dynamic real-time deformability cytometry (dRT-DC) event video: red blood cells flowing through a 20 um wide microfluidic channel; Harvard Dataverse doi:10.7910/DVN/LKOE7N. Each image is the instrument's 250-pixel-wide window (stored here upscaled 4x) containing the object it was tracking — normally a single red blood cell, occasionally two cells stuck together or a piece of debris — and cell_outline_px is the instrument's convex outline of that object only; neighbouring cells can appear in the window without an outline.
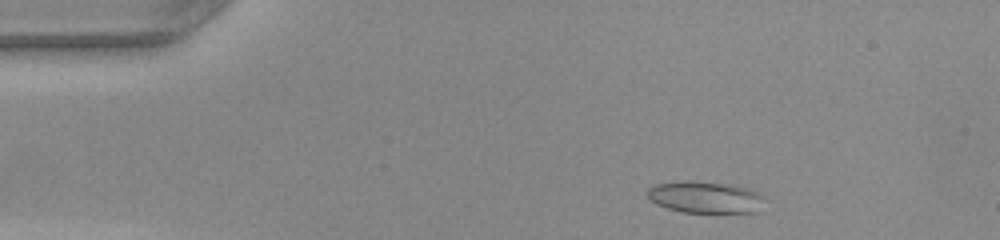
{"species": "common noctule bat (a hibernating species)", "species_latin": "Nyctalus noctula", "temperature_condition": "warm", "stored_images_in_passage": 39, "camera_frame_rate_fps": 3000, "um_per_image_px": 0.085, "animal": {"sex": "female", "body_mass_g": 22.0, "forearm_length_mm": 56.7}, "frame": {"image": 1, "passage_image": 4, "time_ms": 1.0, "image_size_px": [1000, 240], "cell_outline_px": [[764, 212], [680, 212], [656, 204], [648, 200], [648, 188], [656, 184], [684, 180], [688, 180], [728, 184], [748, 188], [764, 196]], "centroid_in_image_um": [59.98, 16.77], "position_along_channel_um": 25.0, "area_um2": 21.96}}
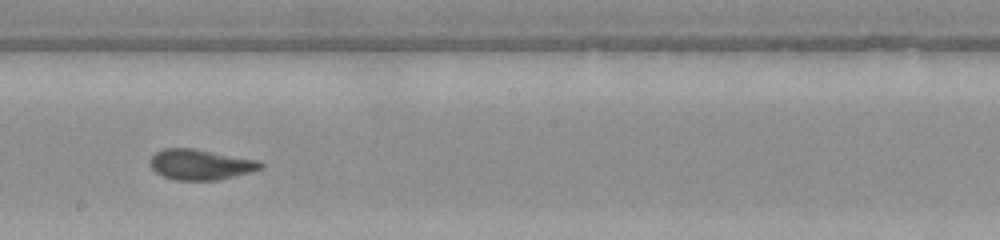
{"frame": {"image": 2, "passage_image": 24, "time_ms": 7.667, "image_size_px": [1000, 240], "cell_outline_px": [[264, 168], [252, 172], [216, 180], [176, 180], [164, 176], [156, 172], [148, 164], [148, 160], [156, 152], [164, 148], [192, 148], [256, 160], [264, 164]], "centroid_in_image_um": [17.02, 13.99], "position_along_channel_um": 231.2, "area_um2": 19.54}}
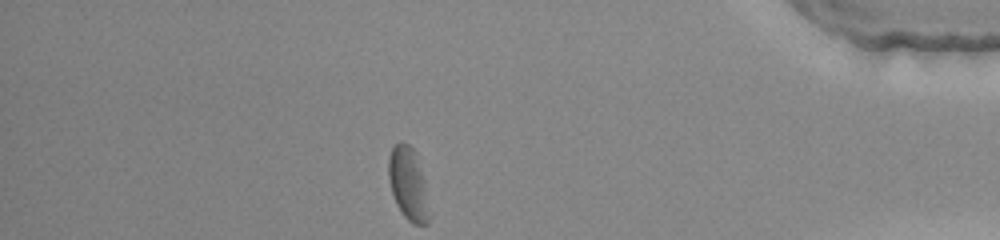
{"frame": {"image": 3, "passage_image": 39, "time_ms": 12.667, "image_size_px": [1000, 240], "cell_outline_px": [[428, 224], [412, 224], [404, 216], [396, 204], [388, 180], [388, 160], [392, 148], [400, 140], [408, 144], [416, 152], [424, 180], [428, 216]], "centroid_in_image_um": [34.66, 15.59], "position_along_channel_um": 400.5, "area_um2": 16.99}, "authors_computed_cell_mechanics": {"area_um2": 19.652, "velocity_mm_per_s": 4.144, "shape_relaxation_time_tau1_ms": 2.0778, "shape_relaxation_time_tau2_ms": 1.6248, "deformation_change_tau1": 0.1121, "deformation_change_tau2": 0.0934}}